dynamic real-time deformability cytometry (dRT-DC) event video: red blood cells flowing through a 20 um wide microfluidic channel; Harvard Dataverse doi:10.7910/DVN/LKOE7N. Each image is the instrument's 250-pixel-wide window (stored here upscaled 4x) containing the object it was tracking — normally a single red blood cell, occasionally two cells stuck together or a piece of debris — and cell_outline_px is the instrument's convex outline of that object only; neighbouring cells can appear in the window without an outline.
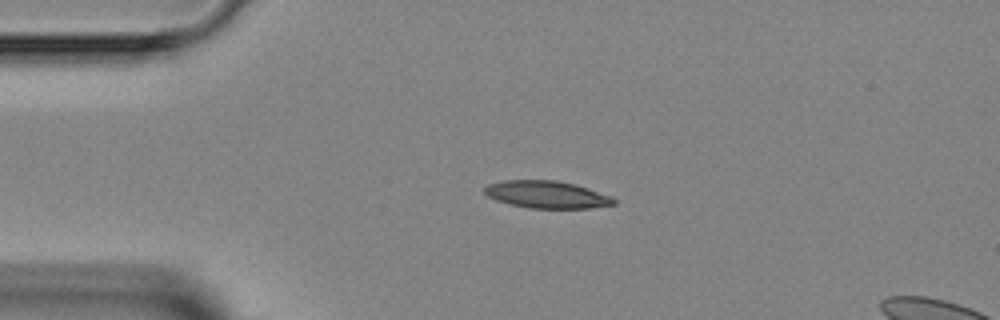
{"species": "Egyptian fruit bat (a non-hibernating species)", "species_latin": "Rousettus aegyptiacus", "temperature_condition": "room temperature", "stored_images_in_passage": 6, "segment_of_instrument_passage": [1, 2], "camera_frame_rate_fps": 3000, "um_per_image_px": 0.085, "animal": {"sex": "female"}, "frame": {"image": 1, "passage_image": 4, "time_ms": 3.333, "image_size_px": [1000, 320], "cell_outline_px": [[616, 204], [592, 208], [528, 208], [508, 204], [496, 200], [488, 196], [484, 192], [484, 188], [488, 184], [504, 180], [556, 180], [576, 184], [612, 196], [616, 200]], "centroid_in_image_um": [46.49, 16.54], "position_along_channel_um": 38.5, "area_um2": 20.75}}